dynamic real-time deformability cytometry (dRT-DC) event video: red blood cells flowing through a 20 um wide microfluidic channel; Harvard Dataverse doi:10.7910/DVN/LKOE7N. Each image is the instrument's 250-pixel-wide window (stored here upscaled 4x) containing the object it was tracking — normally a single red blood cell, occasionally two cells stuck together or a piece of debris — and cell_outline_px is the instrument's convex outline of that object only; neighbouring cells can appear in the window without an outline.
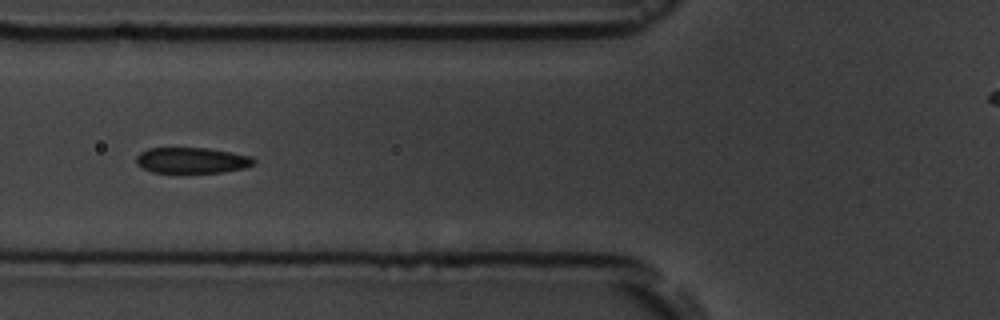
{"species": "common noctule bat (a hibernating species)", "species_latin": "Nyctalus noctula", "temperature_condition": "room temperature", "stored_images_in_passage": 15, "camera_frame_rate_fps": 3000, "um_per_image_px": 0.085, "animal": {"sex": "male", "body_mass_g": 19.5, "forearm_length_mm": 54.6}, "frame": {"image": 1, "passage_image": 5, "time_ms": 5.667, "image_size_px": [1000, 320], "cell_outline_px": [[256, 164], [244, 168], [224, 172], [152, 172], [136, 164], [136, 156], [140, 152], [148, 148], [208, 148], [252, 156], [256, 160]], "centroid_in_image_um": [16.33, 13.62], "position_along_channel_um": 109.5, "area_um2": 17.69}}
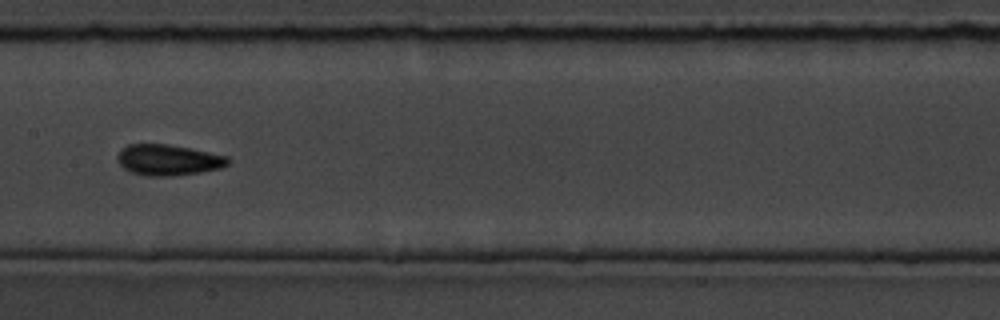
{"frame": {"image": 2, "passage_image": 7, "time_ms": 8.0, "image_size_px": [1000, 320], "cell_outline_px": [[228, 164], [220, 168], [200, 172], [172, 176], [148, 176], [132, 172], [124, 168], [120, 164], [116, 156], [128, 144], [168, 144], [192, 148], [228, 156]], "centroid_in_image_um": [14.31, 13.59], "position_along_channel_um": 193.1, "area_um2": 19.77}, "authors_computed_cell_mechanics": {"area_um2": 18.3804, "velocity_mm_per_s": 3.5836, "shape_relaxation_time_tau1_ms": 1.4154, "shape_relaxation_time_tau2_ms": 2.9844, "deformation_change_tau1": 0.0911, "deformation_change_tau2": 0.0703}}